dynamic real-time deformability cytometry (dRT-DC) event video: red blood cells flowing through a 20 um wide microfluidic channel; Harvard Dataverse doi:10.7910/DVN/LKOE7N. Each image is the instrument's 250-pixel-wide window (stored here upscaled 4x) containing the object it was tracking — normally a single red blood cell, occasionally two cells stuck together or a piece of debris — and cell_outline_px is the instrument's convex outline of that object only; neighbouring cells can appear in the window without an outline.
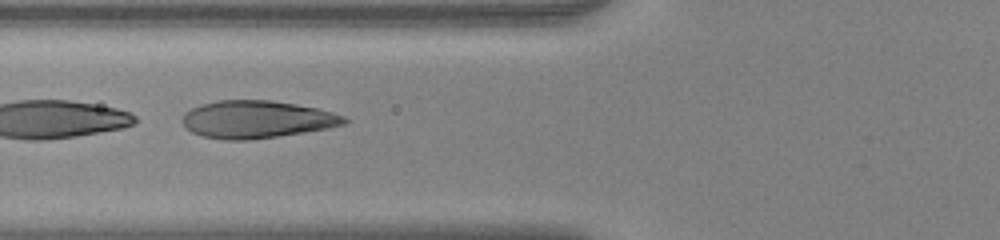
{"species": "human", "species_latin": "Homo sapiens", "temperature_condition": "warm", "stored_images_in_passage": 25, "segment_of_instrument_passage": [2, 2], "camera_frame_rate_fps": 3000, "um_per_image_px": 0.085, "donor": {"sex": "female"}, "frame": {"image": 1, "passage_image": 22, "time_ms": 7.0, "image_size_px": [1000, 240], "cell_outline_px": [[348, 120], [344, 124], [328, 128], [276, 136], [248, 140], [224, 140], [204, 136], [192, 132], [184, 124], [184, 112], [200, 104], [220, 100], [268, 100], [296, 104], [316, 108], [332, 112], [344, 116]], "centroid_in_image_um": [21.82, 10.14], "position_along_channel_um": 104.0, "area_um2": 34.97}}